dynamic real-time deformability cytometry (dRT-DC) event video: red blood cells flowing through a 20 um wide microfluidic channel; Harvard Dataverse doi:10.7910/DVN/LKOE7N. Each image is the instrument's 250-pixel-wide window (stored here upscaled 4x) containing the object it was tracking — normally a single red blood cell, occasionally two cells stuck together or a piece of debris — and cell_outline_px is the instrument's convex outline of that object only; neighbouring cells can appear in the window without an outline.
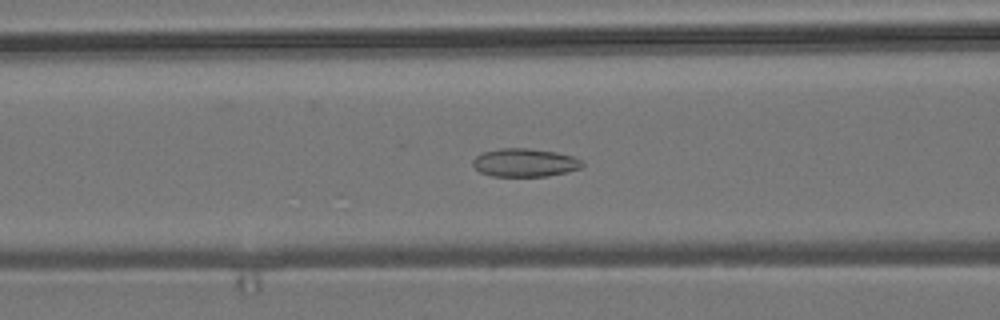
{"species": "common noctule bat (a hibernating species)", "species_latin": "Nyctalus noctula", "temperature_condition": "room temperature", "stored_images_in_passage": 56, "camera_frame_rate_fps": 3000, "um_per_image_px": 0.085, "animal": {"sex": "male", "body_mass_g": 19.2, "forearm_length_mm": 51.8}, "frame": {"image": 1, "passage_image": 22, "time_ms": 7.0, "image_size_px": [1000, 320], "cell_outline_px": [[584, 164], [580, 168], [548, 176], [492, 176], [480, 172], [472, 164], [472, 160], [476, 156], [484, 152], [500, 148], [528, 148], [556, 152], [572, 156], [584, 160]], "centroid_in_image_um": [44.61, 13.82], "position_along_channel_um": 122.0, "area_um2": 17.98}}
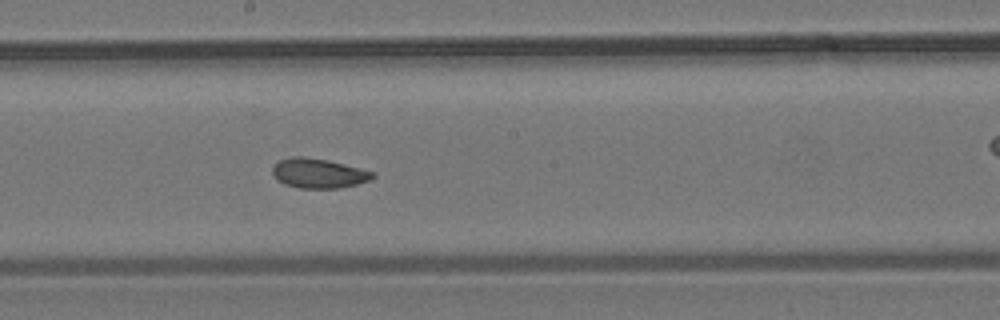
{"frame": {"image": 2, "passage_image": 30, "time_ms": 9.667, "image_size_px": [1000, 320], "cell_outline_px": [[376, 176], [372, 180], [340, 188], [300, 188], [284, 184], [276, 180], [272, 172], [272, 164], [288, 156], [304, 156], [328, 160], [376, 172]], "centroid_in_image_um": [27.06, 14.72], "position_along_channel_um": 221.1, "area_um2": 17.63}}
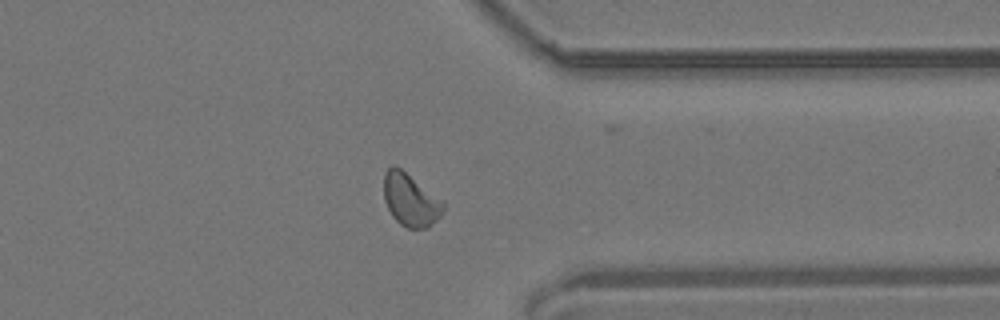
{"frame": {"image": 3, "passage_image": 43, "time_ms": 14.0, "image_size_px": [1000, 320], "cell_outline_px": [[444, 212], [428, 228], [408, 228], [400, 224], [392, 216], [384, 200], [384, 172], [392, 164], [396, 164], [444, 204]], "centroid_in_image_um": [34.84, 16.99], "position_along_channel_um": 376.6, "area_um2": 17.92}, "authors_computed_cell_mechanics": {"area_um2": 18.0047, "velocity_mm_per_s": 3.717, "shape_relaxation_time_tau1_ms": 5.5162, "shape_relaxation_time_tau2_ms": 1.7984, "deformation_change_tau1": 0.0805, "deformation_change_tau2": 0.062}}